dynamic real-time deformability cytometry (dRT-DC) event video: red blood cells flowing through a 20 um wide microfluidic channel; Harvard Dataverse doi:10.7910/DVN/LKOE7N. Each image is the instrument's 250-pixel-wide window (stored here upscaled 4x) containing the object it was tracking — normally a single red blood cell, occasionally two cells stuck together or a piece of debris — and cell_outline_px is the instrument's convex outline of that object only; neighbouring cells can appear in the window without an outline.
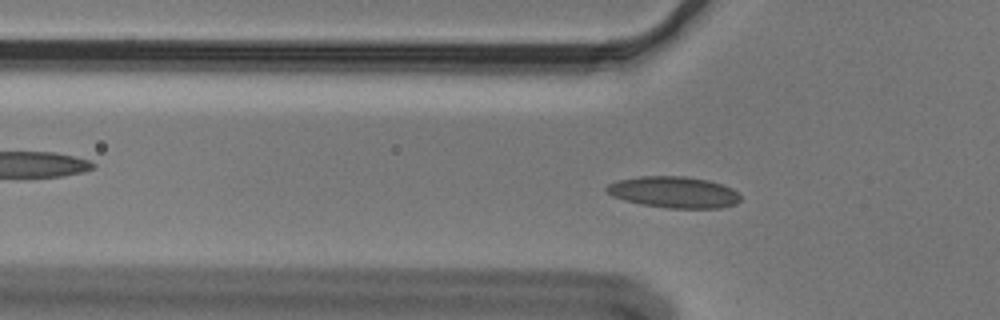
{"species": "Egyptian fruit bat (a non-hibernating species)", "species_latin": "Rousettus aegyptiacus", "temperature_condition": "cold", "stored_images_in_passage": 51, "segment_of_instrument_passage": [1, 2], "camera_frame_rate_fps": 3000, "um_per_image_px": 0.085, "animal": {"sex": "male"}, "frame": {"image": 1, "passage_image": 12, "time_ms": 3.667, "image_size_px": [1000, 320], "cell_outline_px": [[740, 200], [736, 204], [720, 208], [664, 208], [640, 204], [624, 200], [612, 196], [604, 188], [608, 184], [616, 180], [640, 176], [684, 176], [708, 180], [732, 188], [740, 196]], "centroid_in_image_um": [57.25, 16.34], "position_along_channel_um": 68.6, "area_um2": 24.57}}
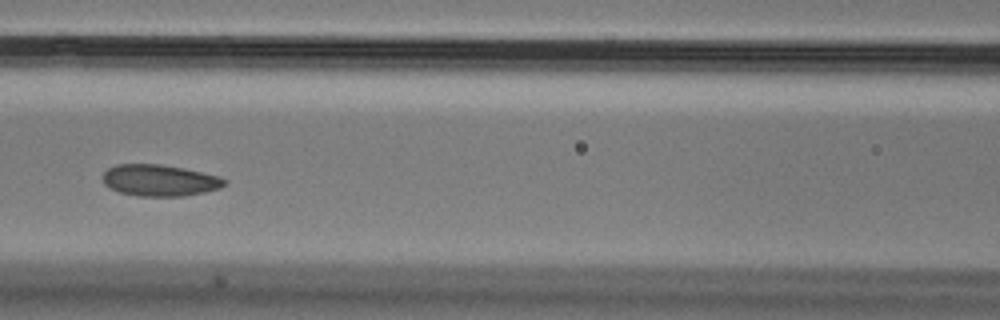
{"frame": {"image": 2, "passage_image": 19, "time_ms": 6.0, "image_size_px": [1000, 320], "cell_outline_px": [[228, 184], [220, 188], [204, 192], [184, 196], [136, 196], [120, 192], [104, 184], [104, 172], [108, 168], [116, 164], [160, 164], [184, 168], [220, 176], [228, 180]], "centroid_in_image_um": [13.62, 15.33], "position_along_channel_um": 153.0, "area_um2": 22.43}}
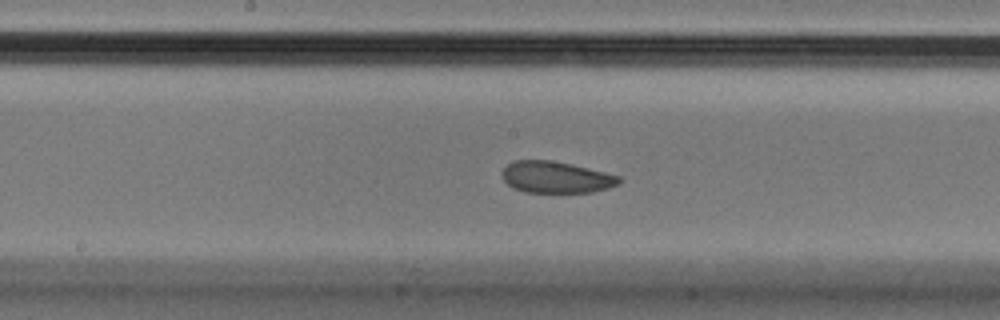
{"frame": {"image": 3, "passage_image": 23, "time_ms": 7.333, "image_size_px": [1000, 320], "cell_outline_px": [[624, 180], [620, 184], [608, 188], [592, 192], [560, 196], [524, 192], [512, 188], [504, 180], [500, 172], [512, 160], [552, 160], [572, 164], [620, 176]], "centroid_in_image_um": [47.27, 15.12], "position_along_channel_um": 200.9, "area_um2": 22.72}}